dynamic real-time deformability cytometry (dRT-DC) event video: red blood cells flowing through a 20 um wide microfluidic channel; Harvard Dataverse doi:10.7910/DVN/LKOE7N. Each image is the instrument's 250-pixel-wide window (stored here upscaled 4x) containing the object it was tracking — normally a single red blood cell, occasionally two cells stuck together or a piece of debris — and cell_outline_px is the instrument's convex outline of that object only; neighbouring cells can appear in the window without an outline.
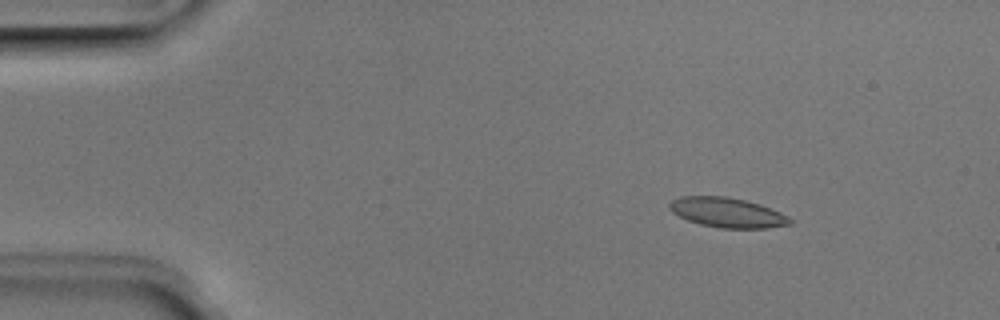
{"species": "Egyptian fruit bat (a non-hibernating species)", "species_latin": "Rousettus aegyptiacus", "temperature_condition": "room temperature", "stored_images_in_passage": 5, "camera_frame_rate_fps": 3000, "um_per_image_px": 0.085, "animal": {"sex": "male"}, "frame": {"image": 1, "passage_image": 2, "time_ms": 0.333, "image_size_px": [1000, 320], "cell_outline_px": [[792, 224], [768, 228], [720, 228], [700, 224], [688, 220], [672, 212], [668, 208], [668, 204], [672, 200], [680, 196], [728, 196], [760, 204], [780, 212], [788, 216], [792, 220]], "centroid_in_image_um": [61.82, 18.06], "position_along_channel_um": 23.2, "area_um2": 20.98}}
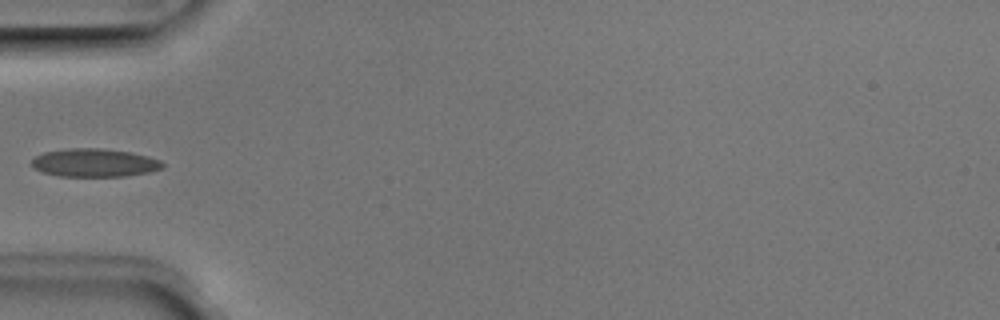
{"frame": {"image": 2, "passage_image": 5, "time_ms": 1.333, "image_size_px": [1000, 320], "cell_outline_px": [[164, 168], [148, 172], [124, 176], [60, 176], [44, 172], [36, 168], [32, 164], [32, 160], [36, 156], [44, 152], [68, 148], [104, 148], [128, 152], [148, 156], [160, 160], [164, 164]], "centroid_in_image_um": [8.06, 13.83], "position_along_channel_um": 76.9, "area_um2": 21.33}}